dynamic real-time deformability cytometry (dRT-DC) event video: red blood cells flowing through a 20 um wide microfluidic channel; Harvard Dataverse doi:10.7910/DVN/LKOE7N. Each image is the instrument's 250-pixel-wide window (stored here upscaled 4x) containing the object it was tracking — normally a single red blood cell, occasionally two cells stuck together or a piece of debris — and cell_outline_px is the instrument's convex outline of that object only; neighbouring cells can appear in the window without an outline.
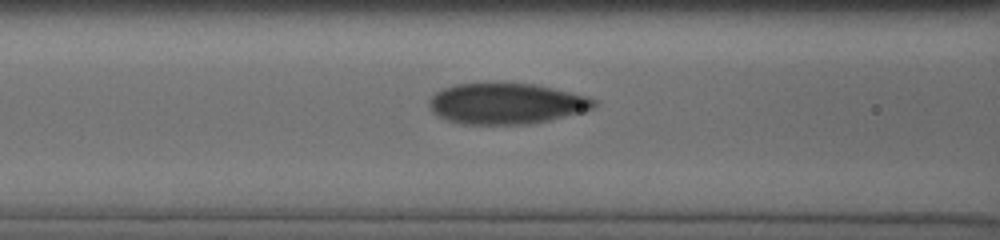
{"species": "human", "species_latin": "Homo sapiens", "temperature_condition": "cold", "stored_images_in_passage": 44, "camera_frame_rate_fps": 3000, "um_per_image_px": 0.085, "donor": {"sex": "male"}, "frame": {"image": 1, "passage_image": 8, "time_ms": 3.0, "image_size_px": [1000, 240], "cell_outline_px": [[596, 104], [592, 108], [548, 120], [528, 124], [460, 124], [448, 120], [432, 112], [428, 104], [428, 100], [436, 92], [444, 88], [456, 84], [536, 84], [588, 96], [596, 100]], "centroid_in_image_um": [43.0, 8.81], "position_along_channel_um": 123.6, "area_um2": 38.73}}
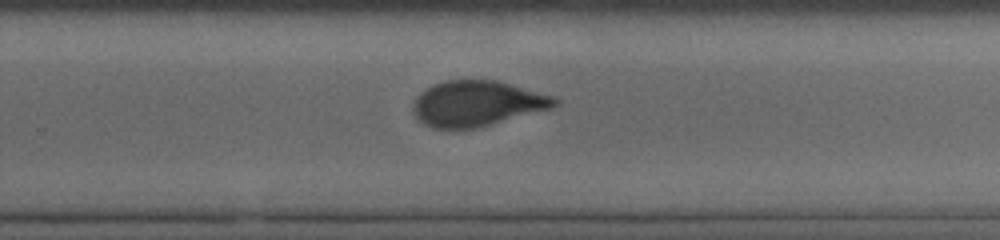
{"frame": {"image": 2, "passage_image": 24, "time_ms": 7.333, "image_size_px": [1000, 240], "cell_outline_px": [[560, 104], [552, 108], [472, 128], [436, 128], [424, 124], [416, 116], [412, 108], [420, 92], [432, 84], [444, 80], [496, 80], [556, 96], [560, 100]], "centroid_in_image_um": [40.58, 8.77], "position_along_channel_um": 289.2, "area_um2": 37.17}}
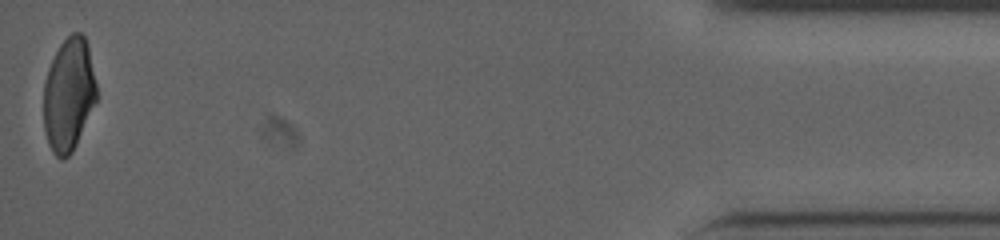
{"frame": {"image": 3, "passage_image": 44, "time_ms": 13.0, "image_size_px": [1000, 240], "cell_outline_px": [[96, 100], [76, 144], [72, 152], [64, 160], [60, 160], [52, 152], [48, 144], [44, 128], [44, 80], [48, 68], [60, 44], [72, 32], [80, 32], [84, 36], [88, 44], [96, 84]], "centroid_in_image_um": [5.82, 8.04], "position_along_channel_um": 429.4, "area_um2": 34.8}, "authors_computed_cell_mechanics": {"area_um2": 38.4081, "velocity_mm_per_s": 3.8344, "shape_relaxation_time_tau1_ms": null, "shape_relaxation_time_tau2_ms": 1.0968, "deformation_change_tau1": null, "deformation_change_tau2": 0.0718}}